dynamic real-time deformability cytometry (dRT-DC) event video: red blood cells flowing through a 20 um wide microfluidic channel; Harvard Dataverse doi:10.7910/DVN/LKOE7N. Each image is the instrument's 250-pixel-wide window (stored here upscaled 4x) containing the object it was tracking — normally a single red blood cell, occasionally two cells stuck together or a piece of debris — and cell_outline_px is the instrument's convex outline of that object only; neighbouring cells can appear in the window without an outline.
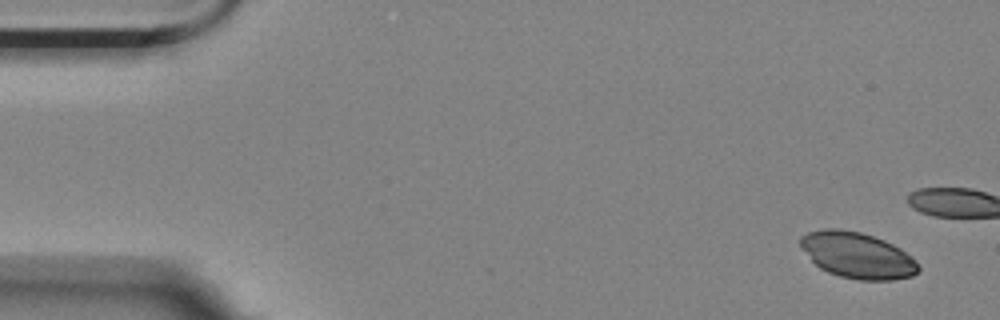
{"species": "Egyptian fruit bat (a non-hibernating species)", "species_latin": "Rousettus aegyptiacus", "temperature_condition": "room temperature", "stored_images_in_passage": 4, "camera_frame_rate_fps": 3000, "um_per_image_px": 0.085, "animal": {"sex": "female"}, "frame": {"image": 1, "passage_image": 1, "time_ms": 0.0, "image_size_px": [1000, 320], "cell_outline_px": [[920, 268], [912, 276], [892, 280], [860, 280], [840, 276], [828, 272], [820, 268], [812, 260], [800, 244], [800, 236], [808, 232], [824, 228], [836, 228], [860, 232], [884, 240], [900, 248], [916, 260]], "centroid_in_image_um": [72.88, 21.7], "position_along_channel_um": 12.1, "area_um2": 31.39}}